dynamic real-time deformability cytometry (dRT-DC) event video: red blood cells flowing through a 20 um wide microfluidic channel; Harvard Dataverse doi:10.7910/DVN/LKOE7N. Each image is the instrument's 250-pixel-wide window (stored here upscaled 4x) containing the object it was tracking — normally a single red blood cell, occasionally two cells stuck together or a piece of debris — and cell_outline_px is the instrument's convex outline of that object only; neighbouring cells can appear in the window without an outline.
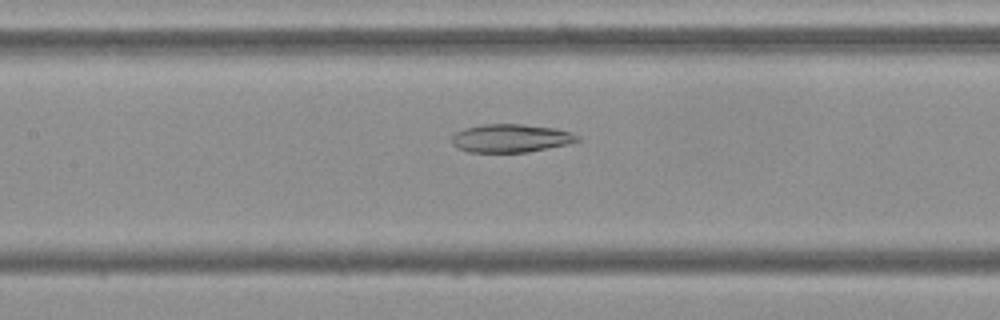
{"species": "Egyptian fruit bat (a non-hibernating species)", "species_latin": "Rousettus aegyptiacus", "temperature_condition": "cold", "stored_images_in_passage": 54, "camera_frame_rate_fps": 3000, "um_per_image_px": 0.085, "frame": {"image": 1, "passage_image": 25, "time_ms": 8.0, "image_size_px": [1000, 320], "cell_outline_px": [[580, 140], [568, 144], [528, 152], [468, 152], [456, 148], [452, 144], [452, 136], [456, 132], [464, 128], [484, 124], [520, 124], [556, 128], [572, 132], [580, 136]], "centroid_in_image_um": [43.42, 11.75], "position_along_channel_um": 164.0, "area_um2": 20.81}}
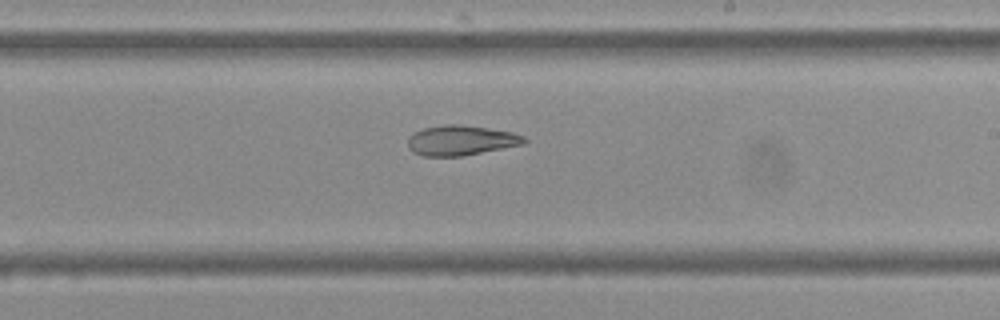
{"frame": {"image": 2, "passage_image": 32, "time_ms": 10.333, "image_size_px": [1000, 320], "cell_outline_px": [[528, 140], [524, 144], [460, 156], [424, 156], [412, 152], [408, 148], [408, 140], [416, 132], [424, 128], [444, 124], [460, 124], [488, 128], [512, 132], [524, 136]], "centroid_in_image_um": [39.19, 11.93], "position_along_channel_um": 249.8, "area_um2": 20.17}}
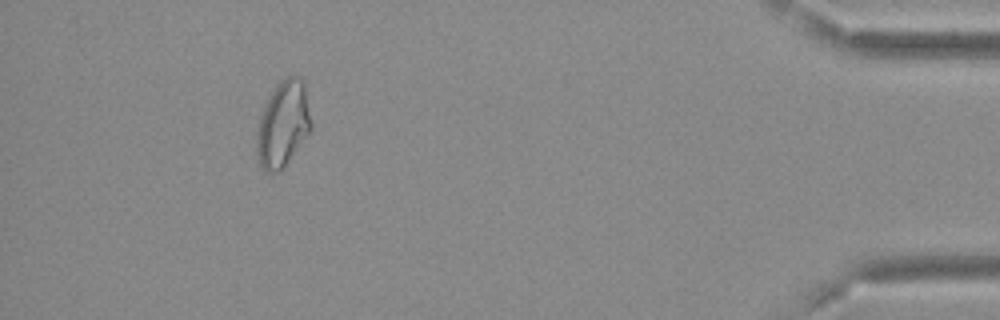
{"frame": {"image": 3, "passage_image": 50, "time_ms": 16.333, "image_size_px": [1000, 320], "cell_outline_px": [[312, 128], [280, 172], [264, 172], [260, 168], [256, 152], [256, 132], [260, 116], [264, 104], [268, 96], [280, 80], [288, 76], [300, 76], [304, 84], [312, 124]], "centroid_in_image_um": [24.02, 10.56], "position_along_channel_um": 411.2, "area_um2": 27.4}}